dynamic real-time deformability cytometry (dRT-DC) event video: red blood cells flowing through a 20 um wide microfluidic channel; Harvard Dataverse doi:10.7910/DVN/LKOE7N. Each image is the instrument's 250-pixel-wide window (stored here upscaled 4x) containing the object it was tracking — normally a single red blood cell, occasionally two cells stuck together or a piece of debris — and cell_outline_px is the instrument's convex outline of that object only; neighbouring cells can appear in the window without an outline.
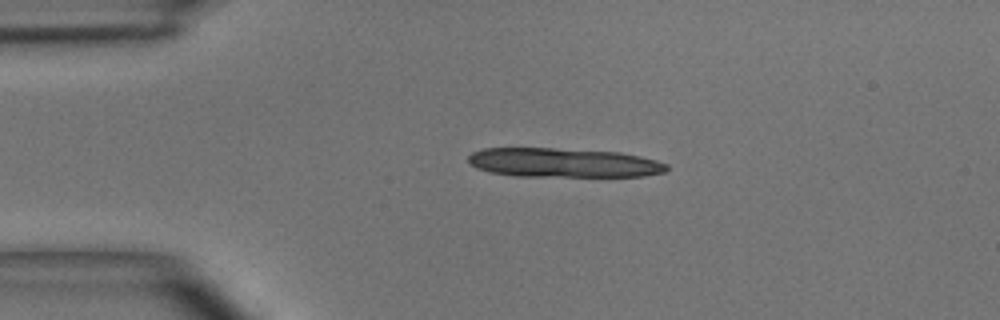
{"species": "common noctule bat (a hibernating species)", "species_latin": "Nyctalus noctula", "temperature_condition": "room temperature", "stored_images_in_passage": 19, "camera_frame_rate_fps": 3000, "um_per_image_px": 0.085, "animal": {"sex": "male", "body_mass_g": 15.6}, "frame": {"image": 1, "passage_image": 9, "time_ms": 2.667, "image_size_px": [1000, 320], "cell_outline_px": [[668, 172], [644, 176], [516, 176], [488, 172], [476, 168], [468, 160], [468, 156], [472, 152], [484, 148], [552, 148], [620, 152], [640, 156], [656, 160], [668, 164]], "centroid_in_image_um": [47.91, 13.83], "position_along_channel_um": 37.1, "area_um2": 33.93}}